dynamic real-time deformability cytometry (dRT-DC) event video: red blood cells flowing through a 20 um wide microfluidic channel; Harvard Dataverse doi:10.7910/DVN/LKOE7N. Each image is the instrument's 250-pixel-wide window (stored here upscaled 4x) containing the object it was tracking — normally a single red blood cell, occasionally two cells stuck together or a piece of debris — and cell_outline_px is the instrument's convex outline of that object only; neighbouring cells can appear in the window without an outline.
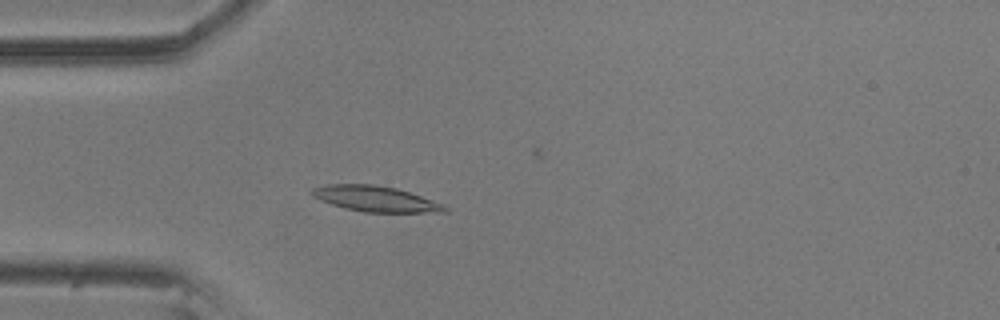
{"species": "common noctule bat (a hibernating species)", "species_latin": "Nyctalus noctula", "temperature_condition": "room temperature", "stored_images_in_passage": 44, "camera_frame_rate_fps": 3000, "um_per_image_px": 0.085, "animal": {"sex": "male", "body_mass_g": 20.5, "forearm_length_mm": 52.5}, "frame": {"image": 1, "passage_image": 16, "time_ms": 5.0, "image_size_px": [1000, 320], "cell_outline_px": [[452, 208], [448, 212], [364, 212], [344, 208], [320, 200], [312, 196], [308, 192], [312, 188], [328, 184], [372, 184], [396, 188], [444, 204]], "centroid_in_image_um": [31.92, 16.9], "position_along_channel_um": 53.1, "area_um2": 19.88}}
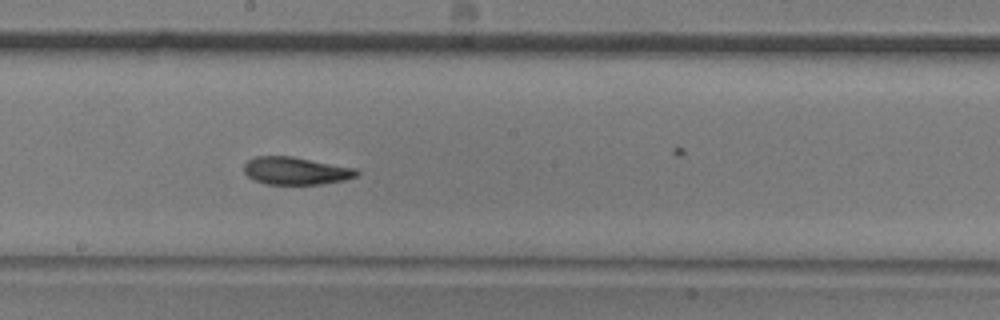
{"frame": {"image": 2, "passage_image": 31, "time_ms": 10.0, "image_size_px": [1000, 320], "cell_outline_px": [[360, 172], [356, 176], [344, 180], [320, 184], [264, 184], [248, 176], [244, 172], [244, 164], [248, 160], [256, 156], [292, 156], [356, 168]], "centroid_in_image_um": [25.14, 14.51], "position_along_channel_um": 223.1, "area_um2": 18.09}}
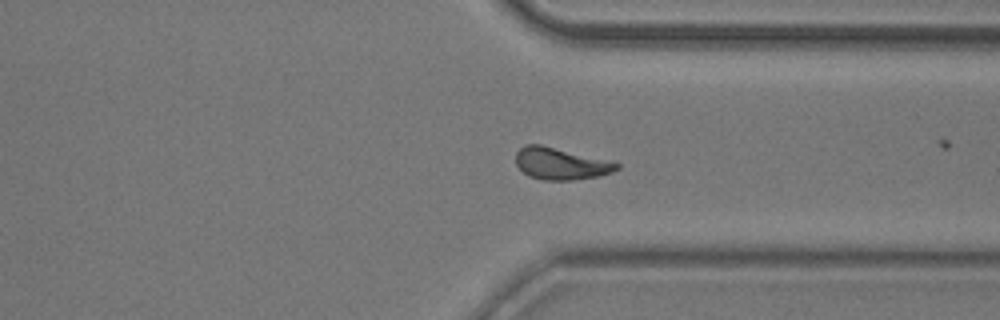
{"frame": {"image": 3, "passage_image": 43, "time_ms": 14.0, "image_size_px": [1000, 320], "cell_outline_px": [[620, 168], [612, 172], [600, 176], [572, 180], [540, 180], [528, 176], [516, 164], [516, 152], [524, 144], [540, 144], [612, 160], [620, 164]], "centroid_in_image_um": [47.69, 13.9], "position_along_channel_um": 363.7, "area_um2": 19.07}}